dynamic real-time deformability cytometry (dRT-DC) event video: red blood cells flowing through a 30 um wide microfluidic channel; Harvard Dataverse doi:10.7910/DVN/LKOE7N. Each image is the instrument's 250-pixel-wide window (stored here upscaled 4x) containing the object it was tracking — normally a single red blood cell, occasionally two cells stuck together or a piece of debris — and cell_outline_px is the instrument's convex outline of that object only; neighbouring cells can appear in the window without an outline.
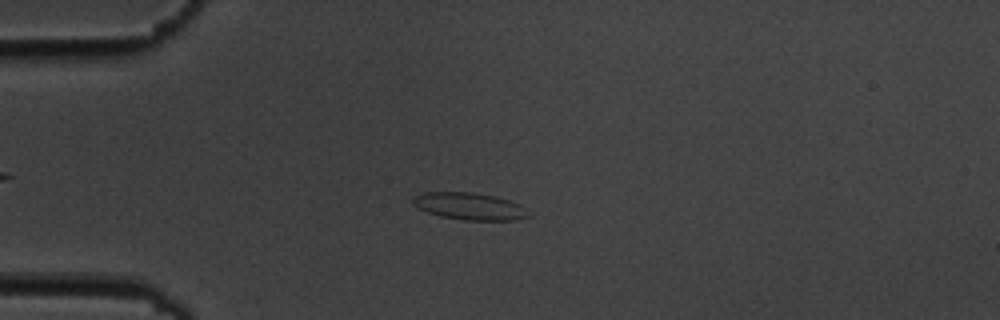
{"species": "common noctule bat (a hibernating species)", "species_latin": "Nyctalus noctula", "temperature_condition": "cold", "stored_images_in_passage": 9, "camera_frame_rate_fps": 3000, "um_per_image_px": 0.085, "animal": {"sex": "male", "body_mass_g": 19.5, "forearm_length_mm": 54.6}, "frame": {"image": 1, "passage_image": 2, "time_ms": 1.333, "image_size_px": [1000, 320], "cell_outline_px": [[532, 216], [516, 220], [464, 220], [440, 216], [428, 212], [412, 204], [412, 200], [416, 196], [424, 192], [472, 192], [496, 196], [520, 204], [532, 212]], "centroid_in_image_um": [39.99, 17.54], "position_along_channel_um": 45.0, "area_um2": 18.38}}
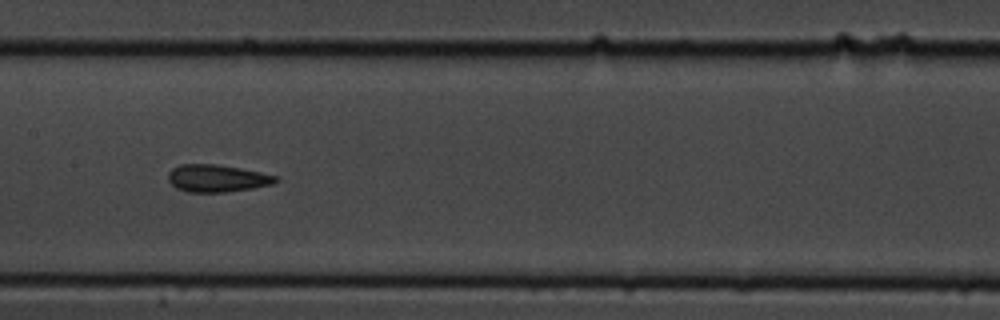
{"frame": {"image": 2, "passage_image": 6, "time_ms": 6.0, "image_size_px": [1000, 320], "cell_outline_px": [[280, 180], [272, 184], [252, 188], [224, 192], [188, 192], [176, 188], [168, 180], [168, 172], [172, 168], [180, 164], [216, 164], [240, 168], [280, 176]], "centroid_in_image_um": [18.46, 15.15], "position_along_channel_um": 188.9, "area_um2": 17.22}}
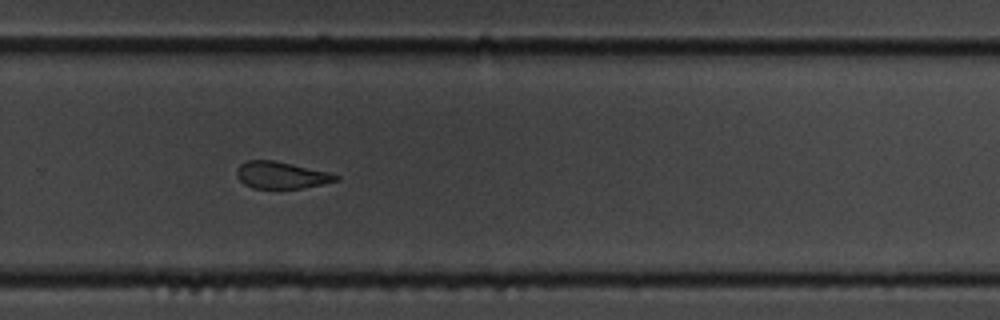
{"frame": {"image": 3, "passage_image": 9, "time_ms": 9.333, "image_size_px": [1000, 320], "cell_outline_px": [[340, 180], [300, 188], [252, 188], [244, 184], [236, 176], [236, 168], [244, 160], [272, 160], [292, 164], [328, 172], [340, 176]], "centroid_in_image_um": [23.86, 14.88], "position_along_channel_um": 305.9, "area_um2": 15.49}}